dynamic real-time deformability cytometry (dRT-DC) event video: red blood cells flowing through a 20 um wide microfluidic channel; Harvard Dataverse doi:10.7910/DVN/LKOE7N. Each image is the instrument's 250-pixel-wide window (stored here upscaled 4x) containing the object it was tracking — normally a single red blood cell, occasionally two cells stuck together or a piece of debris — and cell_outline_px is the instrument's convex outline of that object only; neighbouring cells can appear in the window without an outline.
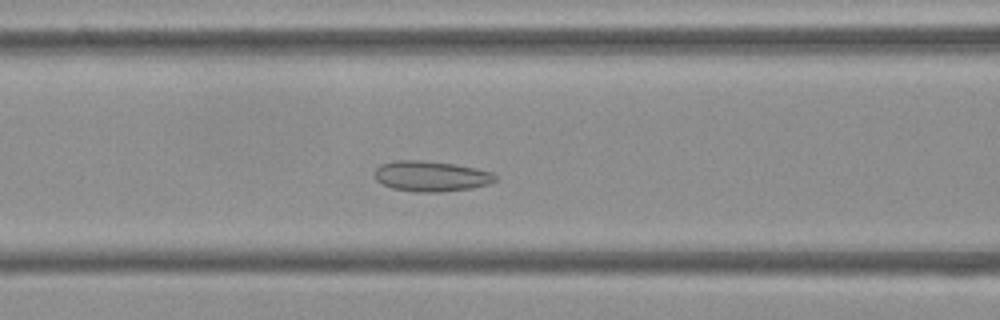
{"species": "Egyptian fruit bat (a non-hibernating species)", "species_latin": "Rousettus aegyptiacus", "temperature_condition": "cold", "stored_images_in_passage": 49, "camera_frame_rate_fps": 3000, "um_per_image_px": 0.085, "frame": {"image": 1, "passage_image": 17, "time_ms": 5.333, "image_size_px": [1000, 320], "cell_outline_px": [[496, 180], [488, 184], [472, 188], [440, 192], [416, 192], [392, 188], [376, 180], [376, 168], [380, 164], [396, 160], [416, 160], [452, 164], [476, 168], [492, 172], [496, 176]], "centroid_in_image_um": [36.64, 14.98], "position_along_channel_um": 130.0, "area_um2": 21.21}}
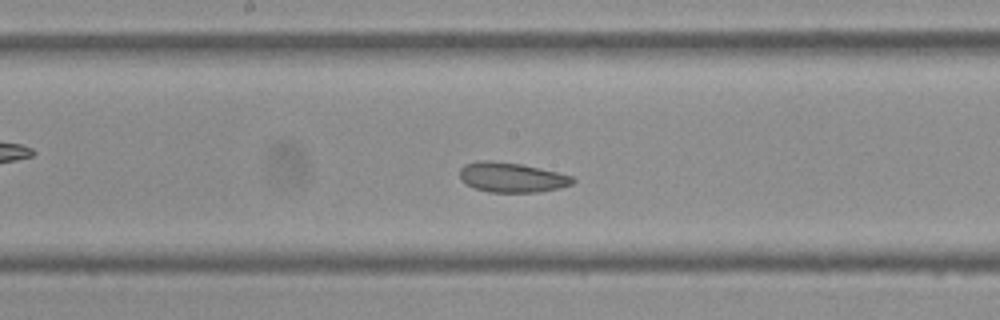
{"frame": {"image": 2, "passage_image": 23, "time_ms": 7.333, "image_size_px": [1000, 320], "cell_outline_px": [[576, 180], [572, 184], [560, 188], [536, 192], [488, 192], [472, 188], [460, 180], [460, 168], [464, 164], [480, 160], [488, 160], [520, 164], [556, 172], [572, 176]], "centroid_in_image_um": [43.45, 15.08], "position_along_channel_um": 204.8, "area_um2": 19.65}}
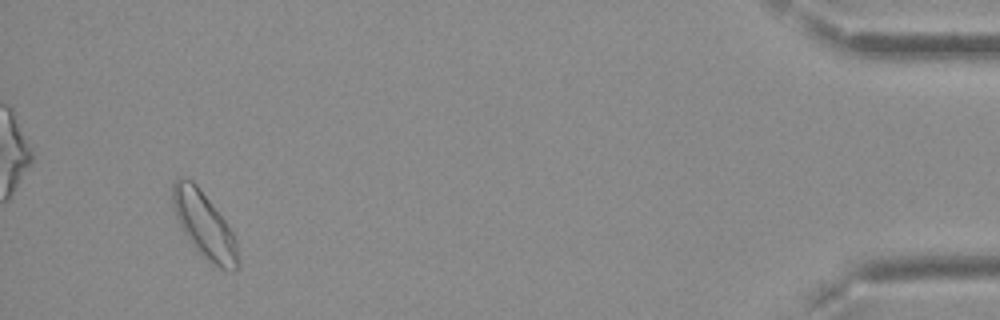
{"frame": {"image": 3, "passage_image": 46, "time_ms": 15.0, "image_size_px": [1000, 320], "cell_outline_px": [[240, 264], [232, 272], [228, 272], [212, 264], [196, 252], [180, 228], [172, 204], [172, 184], [176, 176], [180, 176], [192, 180], [196, 184], [224, 220], [232, 232], [236, 240]], "centroid_in_image_um": [17.34, 19.16], "position_along_channel_um": 417.9, "area_um2": 25.37}, "authors_computed_cell_mechanics": {"area_um2": 21.2126, "velocity_mm_per_s": 3.7397, "shape_relaxation_time_tau1_ms": null, "shape_relaxation_time_tau2_ms": 1.7917, "deformation_change_tau1": null, "deformation_change_tau2": 0.0617}}